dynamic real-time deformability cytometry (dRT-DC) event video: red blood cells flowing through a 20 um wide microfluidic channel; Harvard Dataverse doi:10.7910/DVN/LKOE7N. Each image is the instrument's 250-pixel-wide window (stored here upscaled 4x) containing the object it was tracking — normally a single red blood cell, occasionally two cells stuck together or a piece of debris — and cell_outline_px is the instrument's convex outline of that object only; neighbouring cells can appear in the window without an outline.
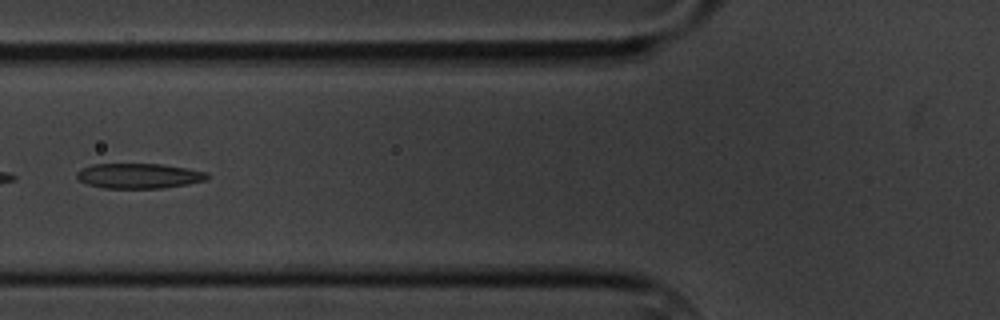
{"species": "common noctule bat (a hibernating species)", "species_latin": "Nyctalus noctula", "temperature_condition": "cold", "stored_images_in_passage": 10, "camera_frame_rate_fps": 3000, "um_per_image_px": 0.085, "animal": {"sex": "male", "body_mass_g": 20.1, "forearm_length_mm": 53.5}, "frame": {"image": 1, "passage_image": 6, "time_ms": 5.667, "image_size_px": [1000, 320], "cell_outline_px": [[208, 180], [188, 184], [164, 188], [104, 188], [88, 184], [80, 180], [76, 176], [76, 172], [80, 168], [92, 164], [160, 164], [208, 172]], "centroid_in_image_um": [11.8, 14.95], "position_along_channel_um": 114.0, "area_um2": 19.07}}
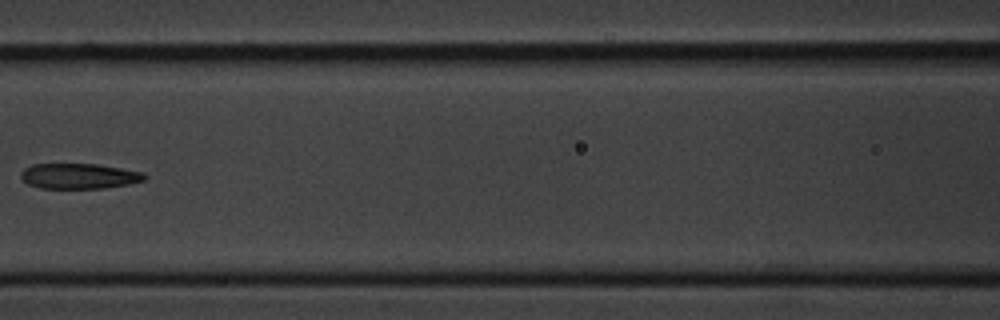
{"frame": {"image": 2, "passage_image": 7, "time_ms": 7.0, "image_size_px": [1000, 320], "cell_outline_px": [[148, 176], [144, 180], [128, 184], [104, 188], [40, 188], [28, 184], [20, 180], [20, 172], [24, 168], [32, 164], [96, 164], [144, 172]], "centroid_in_image_um": [6.68, 14.96], "position_along_channel_um": 159.9, "area_um2": 18.38}}
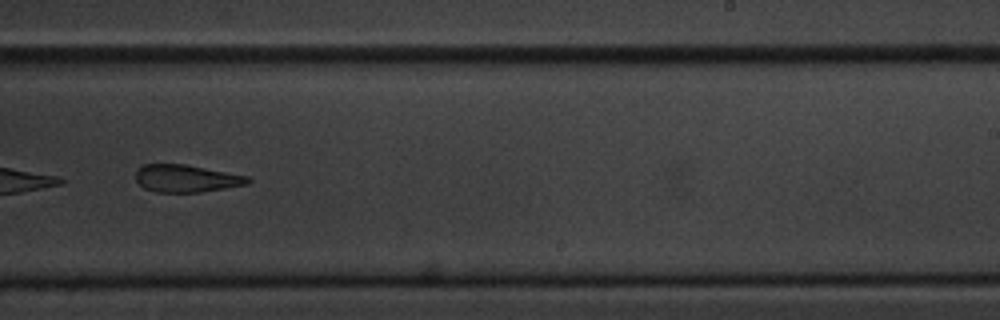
{"frame": {"image": 3, "passage_image": 10, "time_ms": 10.333, "image_size_px": [1000, 320], "cell_outline_px": [[252, 180], [248, 184], [200, 192], [156, 192], [144, 188], [136, 180], [136, 168], [144, 164], [184, 164], [248, 176]], "centroid_in_image_um": [15.81, 15.16], "position_along_channel_um": 273.2, "area_um2": 17.86}}